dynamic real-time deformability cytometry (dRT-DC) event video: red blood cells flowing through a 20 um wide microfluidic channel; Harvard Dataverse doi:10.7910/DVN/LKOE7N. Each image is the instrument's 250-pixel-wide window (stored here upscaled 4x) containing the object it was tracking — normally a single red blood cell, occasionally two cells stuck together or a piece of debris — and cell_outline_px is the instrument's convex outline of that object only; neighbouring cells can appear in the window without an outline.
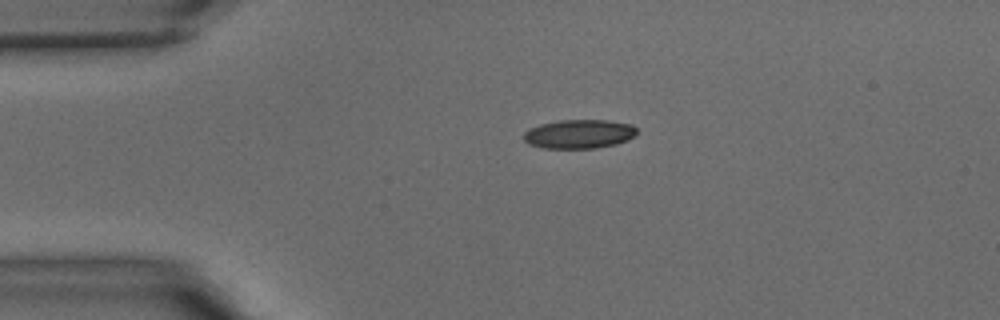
{"species": "common noctule bat (a hibernating species)", "species_latin": "Nyctalus noctula", "temperature_condition": "warm", "stored_images_in_passage": 33, "camera_frame_rate_fps": 3000, "um_per_image_px": 0.085, "animal": {"sex": "male", "body_mass_g": 15.6}, "frame": {"image": 1, "passage_image": 1, "time_ms": 0.0, "image_size_px": [1000, 320], "cell_outline_px": [[636, 132], [632, 136], [616, 144], [596, 148], [540, 148], [528, 144], [524, 140], [524, 132], [528, 128], [540, 124], [560, 120], [608, 120], [632, 124], [636, 128]], "centroid_in_image_um": [49.17, 11.38], "position_along_channel_um": 35.8, "area_um2": 19.07}}
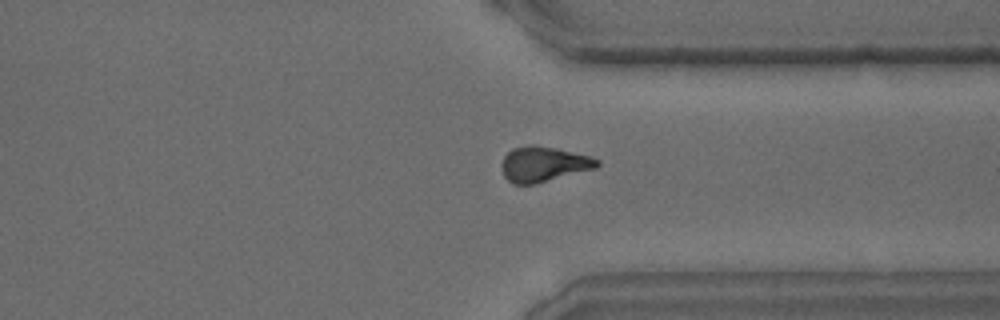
{"frame": {"image": 2, "passage_image": 23, "time_ms": 7.333, "image_size_px": [1000, 320], "cell_outline_px": [[600, 164], [596, 168], [536, 184], [512, 184], [504, 176], [500, 168], [500, 164], [504, 156], [512, 148], [532, 144], [556, 148], [588, 156], [600, 160]], "centroid_in_image_um": [46.16, 13.96], "position_along_channel_um": 365.2, "area_um2": 19.71}}
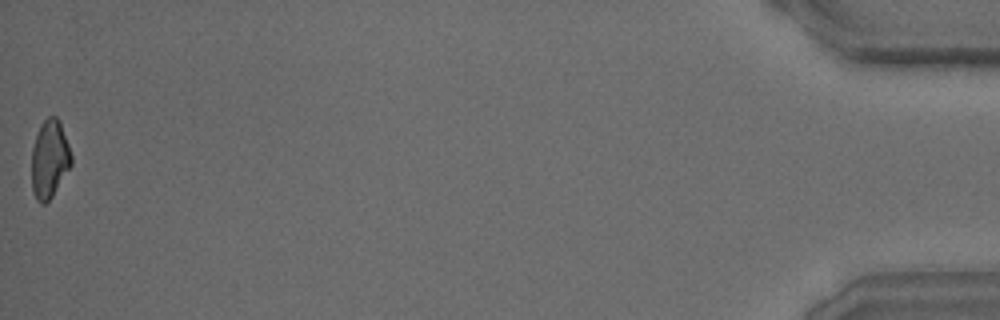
{"frame": {"image": 3, "passage_image": 33, "time_ms": 10.667, "image_size_px": [1000, 320], "cell_outline_px": [[72, 164], [52, 196], [44, 204], [40, 204], [36, 200], [32, 192], [32, 148], [40, 124], [48, 116], [56, 116], [60, 120], [72, 156]], "centroid_in_image_um": [4.21, 13.52], "position_along_channel_um": 431.0, "area_um2": 18.09}}